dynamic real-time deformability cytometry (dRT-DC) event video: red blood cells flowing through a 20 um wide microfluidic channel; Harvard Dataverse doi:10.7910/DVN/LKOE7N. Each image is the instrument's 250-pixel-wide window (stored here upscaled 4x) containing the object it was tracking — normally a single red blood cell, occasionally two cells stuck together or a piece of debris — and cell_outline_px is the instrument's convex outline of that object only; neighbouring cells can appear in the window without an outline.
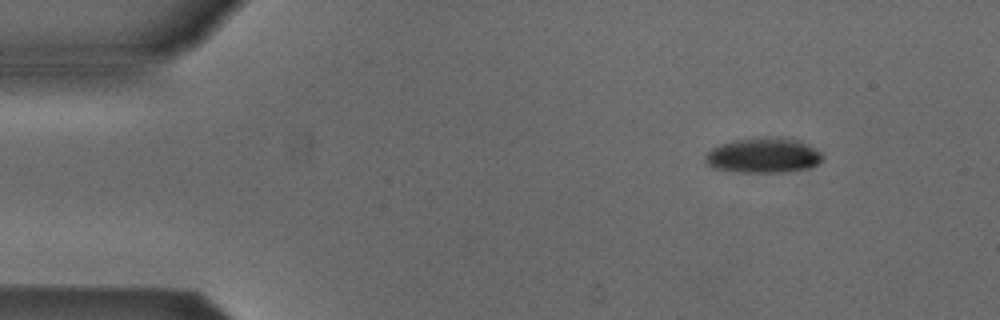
{"species": "Egyptian fruit bat (a non-hibernating species)", "species_latin": "Rousettus aegyptiacus", "temperature_condition": "cold", "stored_images_in_passage": 6, "camera_frame_rate_fps": 3000, "um_per_image_px": 0.085, "animal": {"sex": "male"}, "frame": {"image": 1, "passage_image": 6, "time_ms": 7.0, "image_size_px": [1000, 320], "cell_outline_px": [[824, 156], [816, 164], [808, 168], [784, 172], [740, 172], [716, 168], [708, 164], [704, 160], [704, 156], [712, 148], [720, 144], [732, 140], [764, 136], [784, 136], [800, 140], [820, 152]], "centroid_in_image_um": [64.88, 13.18], "position_along_channel_um": 20.1, "area_um2": 24.16}}